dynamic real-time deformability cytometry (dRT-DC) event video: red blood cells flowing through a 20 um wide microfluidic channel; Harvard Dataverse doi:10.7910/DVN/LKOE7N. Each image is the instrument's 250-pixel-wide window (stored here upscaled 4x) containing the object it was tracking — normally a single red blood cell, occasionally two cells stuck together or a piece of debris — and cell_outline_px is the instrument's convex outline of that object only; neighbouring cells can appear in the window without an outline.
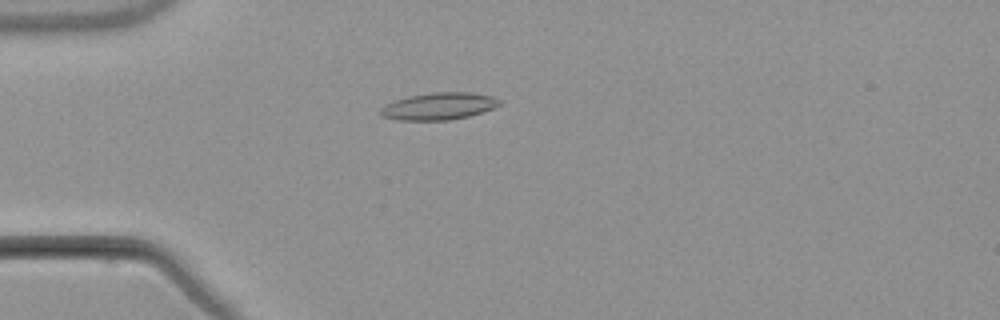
{"species": "common noctule bat (a hibernating species)", "species_latin": "Nyctalus noctula", "temperature_condition": "warm", "stored_images_in_passage": 2, "camera_frame_rate_fps": 3000, "um_per_image_px": 0.085, "animal": {"sex": "male", "body_mass_g": 21.5, "forearm_length_mm": 52.0}, "frame": {"image": 1, "passage_image": 2, "time_ms": 1.333, "image_size_px": [1000, 320], "cell_outline_px": [[500, 104], [492, 108], [468, 116], [448, 120], [400, 120], [384, 116], [380, 112], [380, 108], [384, 104], [408, 96], [436, 92], [468, 92], [492, 96], [500, 100]], "centroid_in_image_um": [37.28, 9.02], "position_along_channel_um": 47.7, "area_um2": 18.5}}